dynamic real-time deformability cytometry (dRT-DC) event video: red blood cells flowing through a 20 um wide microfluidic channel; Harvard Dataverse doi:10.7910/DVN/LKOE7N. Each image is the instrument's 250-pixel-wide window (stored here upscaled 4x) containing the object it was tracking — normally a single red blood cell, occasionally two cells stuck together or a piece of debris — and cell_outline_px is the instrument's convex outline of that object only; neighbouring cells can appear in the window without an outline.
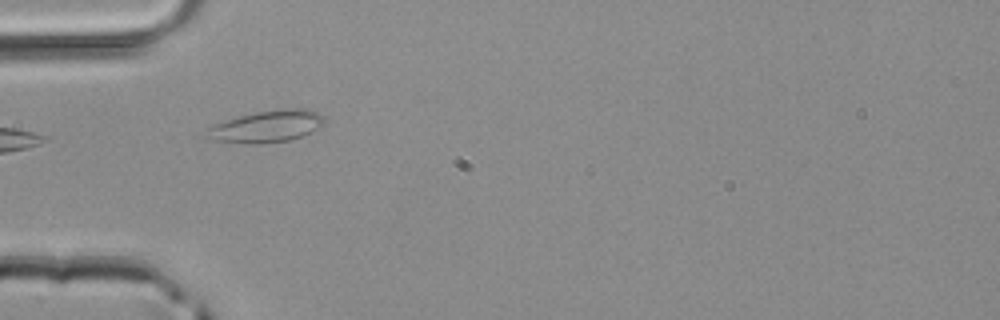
{"species": "common noctule bat (a hibernating species)", "species_latin": "Nyctalus noctula", "temperature_condition": "room temperature", "stored_images_in_passage": 2, "camera_frame_rate_fps": 3000, "um_per_image_px": 0.085, "animal": {"sex": "male", "body_mass_g": 20.4}, "frame": {"image": 1, "passage_image": 1, "time_ms": 0.0, "image_size_px": [1000, 320], "cell_outline_px": [[324, 124], [304, 136], [288, 140], [260, 144], [248, 144], [212, 140], [200, 136], [212, 124], [224, 120], [256, 112], [280, 108], [308, 108], [324, 116]], "centroid_in_image_um": [22.61, 10.75], "position_along_channel_um": 62.4, "area_um2": 22.31}}
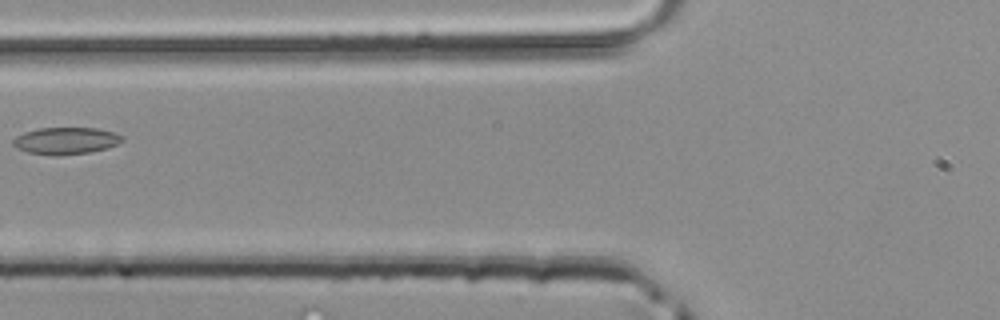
{"frame": {"image": 2, "passage_image": 2, "time_ms": 0.333, "image_size_px": [1000, 320], "cell_outline_px": [[124, 140], [108, 148], [88, 152], [60, 156], [56, 156], [28, 152], [16, 148], [12, 144], [12, 140], [16, 136], [24, 132], [40, 128], [96, 128], [112, 132], [124, 136]], "centroid_in_image_um": [5.58, 11.97], "position_along_channel_um": 120.2, "area_um2": 17.17}}